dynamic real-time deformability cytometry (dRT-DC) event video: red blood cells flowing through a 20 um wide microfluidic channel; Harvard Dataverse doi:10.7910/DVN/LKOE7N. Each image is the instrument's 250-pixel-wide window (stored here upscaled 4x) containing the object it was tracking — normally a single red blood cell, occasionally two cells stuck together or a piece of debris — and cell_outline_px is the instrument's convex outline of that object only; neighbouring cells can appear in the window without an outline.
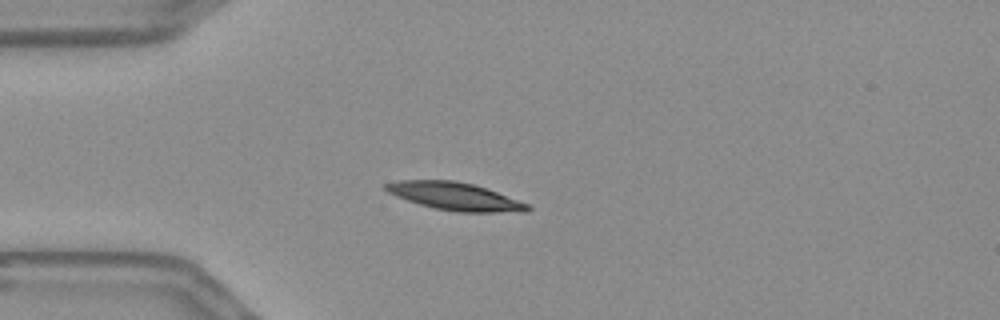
{"species": "Egyptian fruit bat (a non-hibernating species)", "species_latin": "Rousettus aegyptiacus", "temperature_condition": "warm", "stored_images_in_passage": 42, "camera_frame_rate_fps": 3000, "um_per_image_px": 0.085, "frame": {"image": 1, "passage_image": 1, "time_ms": 0.0, "image_size_px": [1000, 320], "cell_outline_px": [[532, 208], [528, 212], [456, 212], [436, 208], [420, 204], [396, 196], [388, 192], [384, 188], [384, 184], [400, 180], [456, 180], [472, 184], [496, 192], [528, 204]], "centroid_in_image_um": [38.67, 16.69], "position_along_channel_um": 46.3, "area_um2": 22.66}}
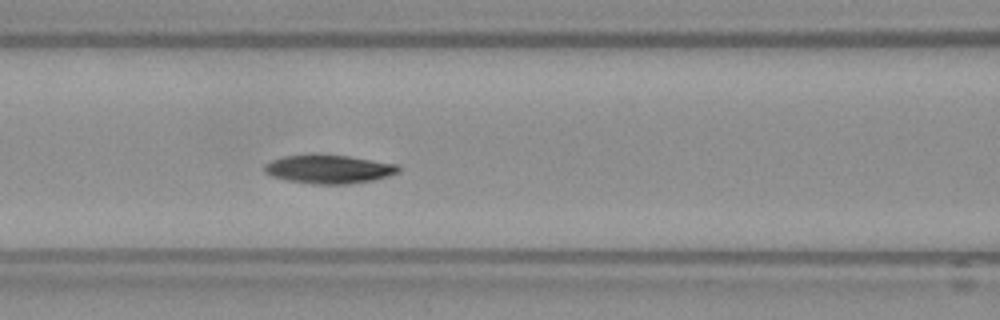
{"frame": {"image": 2, "passage_image": 10, "time_ms": 3.0, "image_size_px": [1000, 320], "cell_outline_px": [[400, 172], [388, 176], [372, 180], [348, 184], [312, 184], [288, 180], [272, 176], [264, 172], [264, 164], [272, 160], [284, 156], [312, 152], [320, 152], [348, 156], [396, 164], [400, 168]], "centroid_in_image_um": [27.91, 14.34], "position_along_channel_um": 138.7, "area_um2": 22.83}}
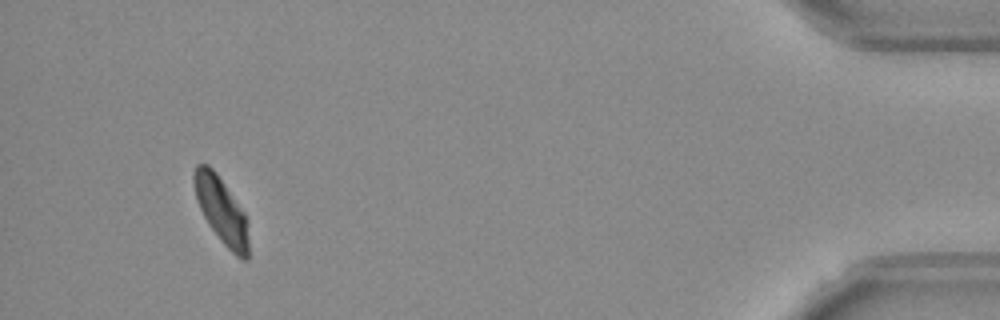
{"frame": {"image": 3, "passage_image": 39, "time_ms": 12.667, "image_size_px": [1000, 320], "cell_outline_px": [[248, 260], [244, 260], [236, 256], [220, 240], [208, 224], [200, 208], [196, 196], [192, 180], [192, 176], [196, 164], [208, 164], [216, 172], [244, 212], [248, 220]], "centroid_in_image_um": [18.82, 17.88], "position_along_channel_um": 416.4, "area_um2": 21.04}, "authors_computed_cell_mechanics": {"area_um2": 22.4842, "velocity_mm_per_s": 3.6148, "shape_relaxation_time_tau1_ms": 3.1741, "shape_relaxation_time_tau2_ms": 10.9586, "deformation_change_tau1": 0.1544, "deformation_change_tau2": 0.1266}}